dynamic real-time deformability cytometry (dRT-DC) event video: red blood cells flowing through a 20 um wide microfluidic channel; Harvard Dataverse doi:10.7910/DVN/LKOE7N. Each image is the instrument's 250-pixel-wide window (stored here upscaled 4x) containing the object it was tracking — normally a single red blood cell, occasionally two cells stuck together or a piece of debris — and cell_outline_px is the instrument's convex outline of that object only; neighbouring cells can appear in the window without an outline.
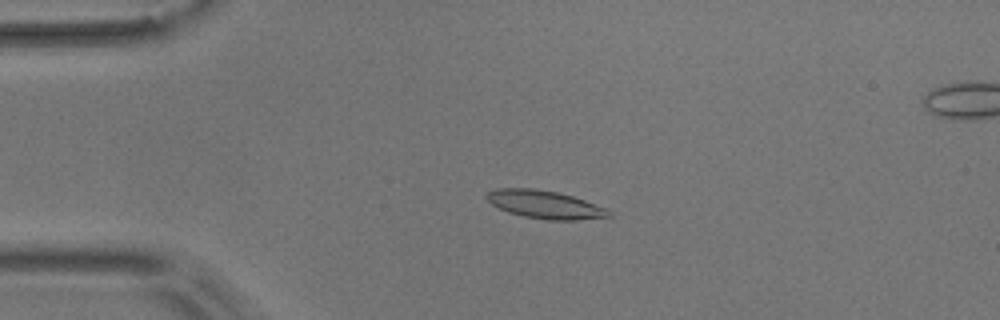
{"species": "common noctule bat (a hibernating species)", "species_latin": "Nyctalus noctula", "temperature_condition": "room temperature", "stored_images_in_passage": 4, "camera_frame_rate_fps": 3000, "um_per_image_px": 0.085, "animal": {"sex": "male", "body_mass_g": 17.9}, "frame": {"image": 1, "passage_image": 2, "time_ms": 1.333, "image_size_px": [1000, 320], "cell_outline_px": [[612, 216], [576, 220], [548, 220], [524, 216], [508, 212], [492, 204], [484, 196], [488, 192], [496, 188], [532, 188], [556, 192], [572, 196], [608, 208]], "centroid_in_image_um": [46.32, 17.38], "position_along_channel_um": 38.7, "area_um2": 19.83}}